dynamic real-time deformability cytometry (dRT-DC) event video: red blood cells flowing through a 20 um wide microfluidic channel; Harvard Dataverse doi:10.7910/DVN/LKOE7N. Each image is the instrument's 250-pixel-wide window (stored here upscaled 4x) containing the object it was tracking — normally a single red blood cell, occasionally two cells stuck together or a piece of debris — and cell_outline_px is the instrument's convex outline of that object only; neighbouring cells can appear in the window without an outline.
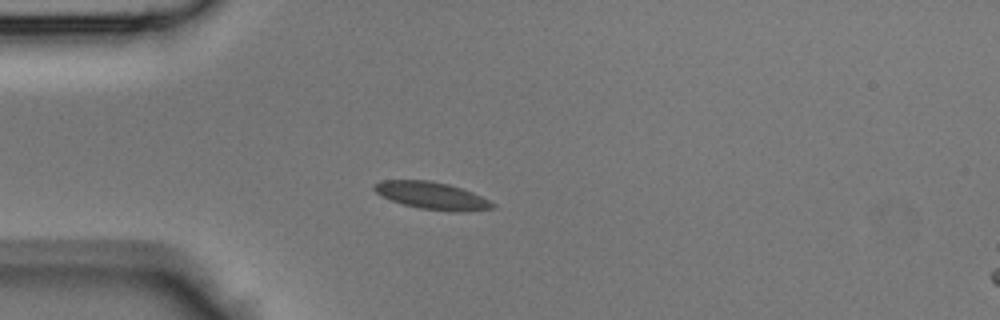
{"species": "Egyptian fruit bat (a non-hibernating species)", "species_latin": "Rousettus aegyptiacus", "temperature_condition": "room temperature", "stored_images_in_passage": 34, "camera_frame_rate_fps": 3000, "um_per_image_px": 0.085, "animal": {"sex": "male"}, "frame": {"image": 1, "passage_image": 1, "time_ms": 0.0, "image_size_px": [1000, 320], "cell_outline_px": [[496, 208], [460, 212], [452, 212], [420, 208], [404, 204], [380, 196], [372, 188], [372, 184], [380, 180], [432, 180], [448, 184], [472, 192], [496, 204]], "centroid_in_image_um": [36.69, 16.62], "position_along_channel_um": 48.3, "area_um2": 18.9}}
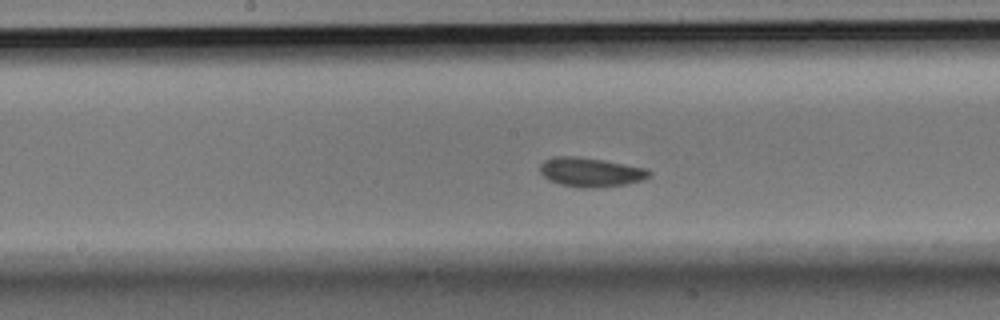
{"frame": {"image": 2, "passage_image": 12, "time_ms": 3.667, "image_size_px": [1000, 320], "cell_outline_px": [[652, 176], [644, 180], [624, 184], [592, 188], [580, 188], [560, 184], [548, 180], [540, 172], [540, 164], [544, 160], [556, 156], [576, 156], [604, 160], [648, 168], [652, 172]], "centroid_in_image_um": [50.23, 14.63], "position_along_channel_um": 198.0, "area_um2": 18.79}}
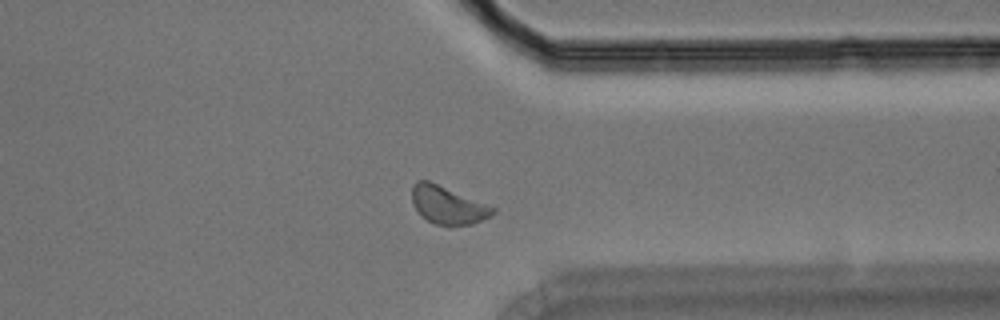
{"frame": {"image": 3, "passage_image": 24, "time_ms": 7.667, "image_size_px": [1000, 320], "cell_outline_px": [[496, 212], [492, 216], [472, 224], [448, 228], [432, 224], [420, 216], [412, 204], [412, 188], [416, 180], [428, 180], [496, 208]], "centroid_in_image_um": [38.04, 17.49], "position_along_channel_um": 373.4, "area_um2": 18.26}}